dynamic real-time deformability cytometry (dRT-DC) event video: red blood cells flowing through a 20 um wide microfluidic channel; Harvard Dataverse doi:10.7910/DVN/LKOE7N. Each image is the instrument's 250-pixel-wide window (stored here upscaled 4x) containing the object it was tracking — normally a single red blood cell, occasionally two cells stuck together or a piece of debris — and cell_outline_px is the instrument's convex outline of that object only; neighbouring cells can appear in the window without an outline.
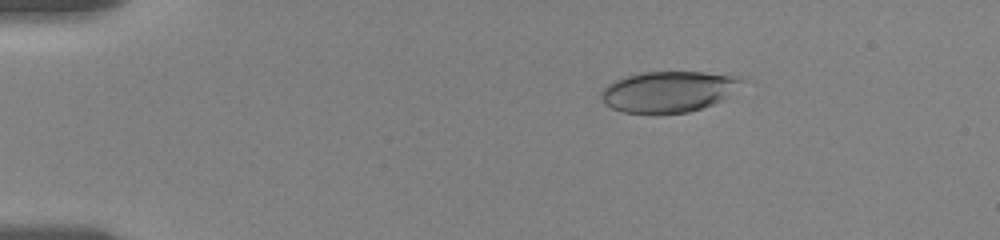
{"species": "human", "species_latin": "Homo sapiens", "temperature_condition": "room temperature", "stored_images_in_passage": 6, "camera_frame_rate_fps": 3000, "um_per_image_px": 0.085, "donor": {"sex": "female"}, "frame": {"image": 1, "passage_image": 3, "time_ms": 2.0, "image_size_px": [1000, 240], "cell_outline_px": [[748, 80], [724, 100], [688, 112], [656, 116], [624, 112], [612, 108], [604, 104], [600, 96], [600, 92], [608, 84], [616, 80], [640, 72], [704, 72], [748, 76]], "centroid_in_image_um": [56.89, 7.8], "position_along_channel_um": 28.1, "area_um2": 34.62}}
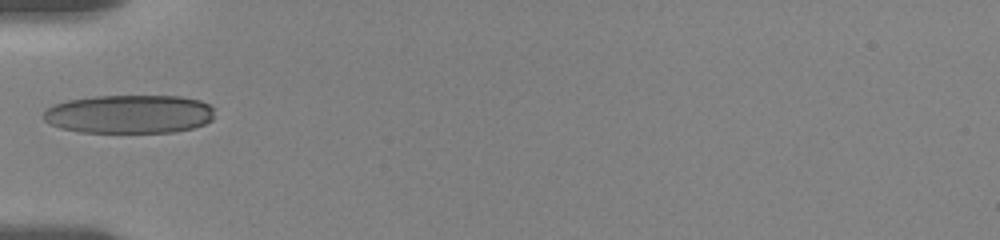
{"frame": {"image": 2, "passage_image": 6, "time_ms": 5.333, "image_size_px": [1000, 240], "cell_outline_px": [[212, 120], [204, 124], [192, 128], [176, 132], [80, 132], [60, 128], [44, 120], [44, 112], [52, 104], [68, 100], [96, 96], [180, 96], [200, 100], [208, 104], [212, 108]], "centroid_in_image_um": [10.98, 9.7], "position_along_channel_um": 74.0, "area_um2": 38.44}}